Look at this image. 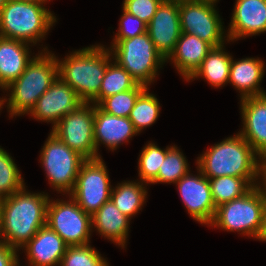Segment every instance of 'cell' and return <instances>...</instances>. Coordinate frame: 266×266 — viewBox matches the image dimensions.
<instances>
[{
	"instance_id": "obj_1",
	"label": "cell",
	"mask_w": 266,
	"mask_h": 266,
	"mask_svg": "<svg viewBox=\"0 0 266 266\" xmlns=\"http://www.w3.org/2000/svg\"><path fill=\"white\" fill-rule=\"evenodd\" d=\"M195 162L208 179L233 176L259 185L262 158L239 133L207 148Z\"/></svg>"
},
{
	"instance_id": "obj_2",
	"label": "cell",
	"mask_w": 266,
	"mask_h": 266,
	"mask_svg": "<svg viewBox=\"0 0 266 266\" xmlns=\"http://www.w3.org/2000/svg\"><path fill=\"white\" fill-rule=\"evenodd\" d=\"M49 198L47 192H30L25 186L0 201L5 244L20 250L46 225Z\"/></svg>"
},
{
	"instance_id": "obj_3",
	"label": "cell",
	"mask_w": 266,
	"mask_h": 266,
	"mask_svg": "<svg viewBox=\"0 0 266 266\" xmlns=\"http://www.w3.org/2000/svg\"><path fill=\"white\" fill-rule=\"evenodd\" d=\"M58 76L69 84L84 103L99 104V90L107 66L113 61L103 44L72 50L65 58L56 56Z\"/></svg>"
},
{
	"instance_id": "obj_4",
	"label": "cell",
	"mask_w": 266,
	"mask_h": 266,
	"mask_svg": "<svg viewBox=\"0 0 266 266\" xmlns=\"http://www.w3.org/2000/svg\"><path fill=\"white\" fill-rule=\"evenodd\" d=\"M42 48L25 71L3 90L8 97L4 96V106L9 118L28 115L58 77L56 54L49 51L47 46Z\"/></svg>"
},
{
	"instance_id": "obj_5",
	"label": "cell",
	"mask_w": 266,
	"mask_h": 266,
	"mask_svg": "<svg viewBox=\"0 0 266 266\" xmlns=\"http://www.w3.org/2000/svg\"><path fill=\"white\" fill-rule=\"evenodd\" d=\"M45 4L8 0L0 9V37L36 45L57 22Z\"/></svg>"
},
{
	"instance_id": "obj_6",
	"label": "cell",
	"mask_w": 266,
	"mask_h": 266,
	"mask_svg": "<svg viewBox=\"0 0 266 266\" xmlns=\"http://www.w3.org/2000/svg\"><path fill=\"white\" fill-rule=\"evenodd\" d=\"M266 200L259 185L253 186L243 196L216 207L208 227L238 232L258 240L263 229Z\"/></svg>"
},
{
	"instance_id": "obj_7",
	"label": "cell",
	"mask_w": 266,
	"mask_h": 266,
	"mask_svg": "<svg viewBox=\"0 0 266 266\" xmlns=\"http://www.w3.org/2000/svg\"><path fill=\"white\" fill-rule=\"evenodd\" d=\"M109 48L113 60L124 68L138 84L150 88L166 60L157 51L146 32L121 41H112Z\"/></svg>"
},
{
	"instance_id": "obj_8",
	"label": "cell",
	"mask_w": 266,
	"mask_h": 266,
	"mask_svg": "<svg viewBox=\"0 0 266 266\" xmlns=\"http://www.w3.org/2000/svg\"><path fill=\"white\" fill-rule=\"evenodd\" d=\"M39 159L50 187L64 196L73 191L81 164L86 160L52 132L40 151Z\"/></svg>"
},
{
	"instance_id": "obj_9",
	"label": "cell",
	"mask_w": 266,
	"mask_h": 266,
	"mask_svg": "<svg viewBox=\"0 0 266 266\" xmlns=\"http://www.w3.org/2000/svg\"><path fill=\"white\" fill-rule=\"evenodd\" d=\"M68 198H49L46 224L68 246L89 244L92 236L91 215L85 213L70 195Z\"/></svg>"
},
{
	"instance_id": "obj_10",
	"label": "cell",
	"mask_w": 266,
	"mask_h": 266,
	"mask_svg": "<svg viewBox=\"0 0 266 266\" xmlns=\"http://www.w3.org/2000/svg\"><path fill=\"white\" fill-rule=\"evenodd\" d=\"M102 157L86 159L79 169L73 191L69 194L91 216L111 198L113 185Z\"/></svg>"
},
{
	"instance_id": "obj_11",
	"label": "cell",
	"mask_w": 266,
	"mask_h": 266,
	"mask_svg": "<svg viewBox=\"0 0 266 266\" xmlns=\"http://www.w3.org/2000/svg\"><path fill=\"white\" fill-rule=\"evenodd\" d=\"M213 3L190 1L179 4L181 31L206 41L213 47L229 42L218 8ZM223 21V22H222ZM227 41V43H225Z\"/></svg>"
},
{
	"instance_id": "obj_12",
	"label": "cell",
	"mask_w": 266,
	"mask_h": 266,
	"mask_svg": "<svg viewBox=\"0 0 266 266\" xmlns=\"http://www.w3.org/2000/svg\"><path fill=\"white\" fill-rule=\"evenodd\" d=\"M63 143L85 159H96L94 141V104L82 103L66 114L51 129Z\"/></svg>"
},
{
	"instance_id": "obj_13",
	"label": "cell",
	"mask_w": 266,
	"mask_h": 266,
	"mask_svg": "<svg viewBox=\"0 0 266 266\" xmlns=\"http://www.w3.org/2000/svg\"><path fill=\"white\" fill-rule=\"evenodd\" d=\"M196 169L197 175L190 170L175 185L191 218L208 227L215 215L216 206L212 199L209 179L198 167Z\"/></svg>"
},
{
	"instance_id": "obj_14",
	"label": "cell",
	"mask_w": 266,
	"mask_h": 266,
	"mask_svg": "<svg viewBox=\"0 0 266 266\" xmlns=\"http://www.w3.org/2000/svg\"><path fill=\"white\" fill-rule=\"evenodd\" d=\"M82 103L73 88L58 76L28 115L37 121L52 123L53 128L62 117Z\"/></svg>"
},
{
	"instance_id": "obj_15",
	"label": "cell",
	"mask_w": 266,
	"mask_h": 266,
	"mask_svg": "<svg viewBox=\"0 0 266 266\" xmlns=\"http://www.w3.org/2000/svg\"><path fill=\"white\" fill-rule=\"evenodd\" d=\"M147 33L157 51L167 60L182 34L179 4L163 0L147 24Z\"/></svg>"
},
{
	"instance_id": "obj_16",
	"label": "cell",
	"mask_w": 266,
	"mask_h": 266,
	"mask_svg": "<svg viewBox=\"0 0 266 266\" xmlns=\"http://www.w3.org/2000/svg\"><path fill=\"white\" fill-rule=\"evenodd\" d=\"M136 135L139 133L128 117L111 115L98 105H94V141L97 158L102 157L99 152L101 144L114 152L124 143H129Z\"/></svg>"
},
{
	"instance_id": "obj_17",
	"label": "cell",
	"mask_w": 266,
	"mask_h": 266,
	"mask_svg": "<svg viewBox=\"0 0 266 266\" xmlns=\"http://www.w3.org/2000/svg\"><path fill=\"white\" fill-rule=\"evenodd\" d=\"M242 128L238 133L263 159L266 156V94L240 100Z\"/></svg>"
},
{
	"instance_id": "obj_18",
	"label": "cell",
	"mask_w": 266,
	"mask_h": 266,
	"mask_svg": "<svg viewBox=\"0 0 266 266\" xmlns=\"http://www.w3.org/2000/svg\"><path fill=\"white\" fill-rule=\"evenodd\" d=\"M227 30L230 42L266 32V0H236Z\"/></svg>"
},
{
	"instance_id": "obj_19",
	"label": "cell",
	"mask_w": 266,
	"mask_h": 266,
	"mask_svg": "<svg viewBox=\"0 0 266 266\" xmlns=\"http://www.w3.org/2000/svg\"><path fill=\"white\" fill-rule=\"evenodd\" d=\"M67 246L64 240L46 224L19 251L22 249V252H25L28 266H60Z\"/></svg>"
},
{
	"instance_id": "obj_20",
	"label": "cell",
	"mask_w": 266,
	"mask_h": 266,
	"mask_svg": "<svg viewBox=\"0 0 266 266\" xmlns=\"http://www.w3.org/2000/svg\"><path fill=\"white\" fill-rule=\"evenodd\" d=\"M265 64L259 57L234 60L232 56L228 83L240 93V100L266 94V90L260 87L265 75Z\"/></svg>"
},
{
	"instance_id": "obj_21",
	"label": "cell",
	"mask_w": 266,
	"mask_h": 266,
	"mask_svg": "<svg viewBox=\"0 0 266 266\" xmlns=\"http://www.w3.org/2000/svg\"><path fill=\"white\" fill-rule=\"evenodd\" d=\"M213 46L192 34L182 33L174 52L166 60L172 62L178 74L187 81L200 67Z\"/></svg>"
},
{
	"instance_id": "obj_22",
	"label": "cell",
	"mask_w": 266,
	"mask_h": 266,
	"mask_svg": "<svg viewBox=\"0 0 266 266\" xmlns=\"http://www.w3.org/2000/svg\"><path fill=\"white\" fill-rule=\"evenodd\" d=\"M33 45L0 37V89L4 90L24 71L31 60ZM31 47V48H30Z\"/></svg>"
},
{
	"instance_id": "obj_23",
	"label": "cell",
	"mask_w": 266,
	"mask_h": 266,
	"mask_svg": "<svg viewBox=\"0 0 266 266\" xmlns=\"http://www.w3.org/2000/svg\"><path fill=\"white\" fill-rule=\"evenodd\" d=\"M91 222L92 232L96 230L98 234L111 243L122 249L126 248L131 219L125 216L111 199L91 216Z\"/></svg>"
},
{
	"instance_id": "obj_24",
	"label": "cell",
	"mask_w": 266,
	"mask_h": 266,
	"mask_svg": "<svg viewBox=\"0 0 266 266\" xmlns=\"http://www.w3.org/2000/svg\"><path fill=\"white\" fill-rule=\"evenodd\" d=\"M231 61L232 55L226 52L225 44L213 47L187 82L203 78L214 88L224 87L229 82Z\"/></svg>"
},
{
	"instance_id": "obj_25",
	"label": "cell",
	"mask_w": 266,
	"mask_h": 266,
	"mask_svg": "<svg viewBox=\"0 0 266 266\" xmlns=\"http://www.w3.org/2000/svg\"><path fill=\"white\" fill-rule=\"evenodd\" d=\"M148 184L137 180H124L112 187L111 200L115 206L130 219L142 210L147 202Z\"/></svg>"
},
{
	"instance_id": "obj_26",
	"label": "cell",
	"mask_w": 266,
	"mask_h": 266,
	"mask_svg": "<svg viewBox=\"0 0 266 266\" xmlns=\"http://www.w3.org/2000/svg\"><path fill=\"white\" fill-rule=\"evenodd\" d=\"M147 87L136 99L129 119L135 130L140 134L143 129L153 125L159 118L161 106L156 95L150 93Z\"/></svg>"
},
{
	"instance_id": "obj_27",
	"label": "cell",
	"mask_w": 266,
	"mask_h": 266,
	"mask_svg": "<svg viewBox=\"0 0 266 266\" xmlns=\"http://www.w3.org/2000/svg\"><path fill=\"white\" fill-rule=\"evenodd\" d=\"M209 183L216 207L243 196L253 187L245 178L233 176L212 178Z\"/></svg>"
},
{
	"instance_id": "obj_28",
	"label": "cell",
	"mask_w": 266,
	"mask_h": 266,
	"mask_svg": "<svg viewBox=\"0 0 266 266\" xmlns=\"http://www.w3.org/2000/svg\"><path fill=\"white\" fill-rule=\"evenodd\" d=\"M172 146L168 145L165 149H161L152 141L144 145L138 158L139 181L149 185L157 178L159 167Z\"/></svg>"
},
{
	"instance_id": "obj_29",
	"label": "cell",
	"mask_w": 266,
	"mask_h": 266,
	"mask_svg": "<svg viewBox=\"0 0 266 266\" xmlns=\"http://www.w3.org/2000/svg\"><path fill=\"white\" fill-rule=\"evenodd\" d=\"M189 167L186 156L179 147L173 144L159 167L157 178L151 184H175L190 171Z\"/></svg>"
},
{
	"instance_id": "obj_30",
	"label": "cell",
	"mask_w": 266,
	"mask_h": 266,
	"mask_svg": "<svg viewBox=\"0 0 266 266\" xmlns=\"http://www.w3.org/2000/svg\"><path fill=\"white\" fill-rule=\"evenodd\" d=\"M137 81L114 60L107 66L99 90V103L106 97L135 88Z\"/></svg>"
},
{
	"instance_id": "obj_31",
	"label": "cell",
	"mask_w": 266,
	"mask_h": 266,
	"mask_svg": "<svg viewBox=\"0 0 266 266\" xmlns=\"http://www.w3.org/2000/svg\"><path fill=\"white\" fill-rule=\"evenodd\" d=\"M19 167L13 157L0 146V201L25 187Z\"/></svg>"
},
{
	"instance_id": "obj_32",
	"label": "cell",
	"mask_w": 266,
	"mask_h": 266,
	"mask_svg": "<svg viewBox=\"0 0 266 266\" xmlns=\"http://www.w3.org/2000/svg\"><path fill=\"white\" fill-rule=\"evenodd\" d=\"M146 88L145 85L138 84L133 89L104 98L98 106L111 115L117 117H129L136 99Z\"/></svg>"
},
{
	"instance_id": "obj_33",
	"label": "cell",
	"mask_w": 266,
	"mask_h": 266,
	"mask_svg": "<svg viewBox=\"0 0 266 266\" xmlns=\"http://www.w3.org/2000/svg\"><path fill=\"white\" fill-rule=\"evenodd\" d=\"M60 266H109V263L89 243L86 245L67 246Z\"/></svg>"
},
{
	"instance_id": "obj_34",
	"label": "cell",
	"mask_w": 266,
	"mask_h": 266,
	"mask_svg": "<svg viewBox=\"0 0 266 266\" xmlns=\"http://www.w3.org/2000/svg\"><path fill=\"white\" fill-rule=\"evenodd\" d=\"M122 13L117 33L114 34L112 41L129 39L147 32V24L145 22L126 12L123 8Z\"/></svg>"
},
{
	"instance_id": "obj_35",
	"label": "cell",
	"mask_w": 266,
	"mask_h": 266,
	"mask_svg": "<svg viewBox=\"0 0 266 266\" xmlns=\"http://www.w3.org/2000/svg\"><path fill=\"white\" fill-rule=\"evenodd\" d=\"M163 0H123L122 8L148 24Z\"/></svg>"
},
{
	"instance_id": "obj_36",
	"label": "cell",
	"mask_w": 266,
	"mask_h": 266,
	"mask_svg": "<svg viewBox=\"0 0 266 266\" xmlns=\"http://www.w3.org/2000/svg\"><path fill=\"white\" fill-rule=\"evenodd\" d=\"M19 250L4 244L0 247V266H20Z\"/></svg>"
},
{
	"instance_id": "obj_37",
	"label": "cell",
	"mask_w": 266,
	"mask_h": 266,
	"mask_svg": "<svg viewBox=\"0 0 266 266\" xmlns=\"http://www.w3.org/2000/svg\"><path fill=\"white\" fill-rule=\"evenodd\" d=\"M259 187L262 189L266 200V174L263 171L260 174Z\"/></svg>"
},
{
	"instance_id": "obj_38",
	"label": "cell",
	"mask_w": 266,
	"mask_h": 266,
	"mask_svg": "<svg viewBox=\"0 0 266 266\" xmlns=\"http://www.w3.org/2000/svg\"><path fill=\"white\" fill-rule=\"evenodd\" d=\"M258 241L266 242V207L264 211L263 229L261 235L258 238Z\"/></svg>"
},
{
	"instance_id": "obj_39",
	"label": "cell",
	"mask_w": 266,
	"mask_h": 266,
	"mask_svg": "<svg viewBox=\"0 0 266 266\" xmlns=\"http://www.w3.org/2000/svg\"><path fill=\"white\" fill-rule=\"evenodd\" d=\"M17 1L32 2L37 4H46L49 1L51 2V0H17Z\"/></svg>"
},
{
	"instance_id": "obj_40",
	"label": "cell",
	"mask_w": 266,
	"mask_h": 266,
	"mask_svg": "<svg viewBox=\"0 0 266 266\" xmlns=\"http://www.w3.org/2000/svg\"><path fill=\"white\" fill-rule=\"evenodd\" d=\"M5 244L3 235H2V221H1V216H0V247Z\"/></svg>"
},
{
	"instance_id": "obj_41",
	"label": "cell",
	"mask_w": 266,
	"mask_h": 266,
	"mask_svg": "<svg viewBox=\"0 0 266 266\" xmlns=\"http://www.w3.org/2000/svg\"><path fill=\"white\" fill-rule=\"evenodd\" d=\"M166 1L180 4V3H185V2L195 1V0H166Z\"/></svg>"
},
{
	"instance_id": "obj_42",
	"label": "cell",
	"mask_w": 266,
	"mask_h": 266,
	"mask_svg": "<svg viewBox=\"0 0 266 266\" xmlns=\"http://www.w3.org/2000/svg\"><path fill=\"white\" fill-rule=\"evenodd\" d=\"M262 171L266 174V156L262 159Z\"/></svg>"
},
{
	"instance_id": "obj_43",
	"label": "cell",
	"mask_w": 266,
	"mask_h": 266,
	"mask_svg": "<svg viewBox=\"0 0 266 266\" xmlns=\"http://www.w3.org/2000/svg\"><path fill=\"white\" fill-rule=\"evenodd\" d=\"M195 1L213 3L215 5L217 4V2H219V0H195Z\"/></svg>"
},
{
	"instance_id": "obj_44",
	"label": "cell",
	"mask_w": 266,
	"mask_h": 266,
	"mask_svg": "<svg viewBox=\"0 0 266 266\" xmlns=\"http://www.w3.org/2000/svg\"><path fill=\"white\" fill-rule=\"evenodd\" d=\"M4 106V97H0V113L2 112V108Z\"/></svg>"
},
{
	"instance_id": "obj_45",
	"label": "cell",
	"mask_w": 266,
	"mask_h": 266,
	"mask_svg": "<svg viewBox=\"0 0 266 266\" xmlns=\"http://www.w3.org/2000/svg\"><path fill=\"white\" fill-rule=\"evenodd\" d=\"M8 0H0V9L3 7V5L7 2Z\"/></svg>"
}]
</instances>
